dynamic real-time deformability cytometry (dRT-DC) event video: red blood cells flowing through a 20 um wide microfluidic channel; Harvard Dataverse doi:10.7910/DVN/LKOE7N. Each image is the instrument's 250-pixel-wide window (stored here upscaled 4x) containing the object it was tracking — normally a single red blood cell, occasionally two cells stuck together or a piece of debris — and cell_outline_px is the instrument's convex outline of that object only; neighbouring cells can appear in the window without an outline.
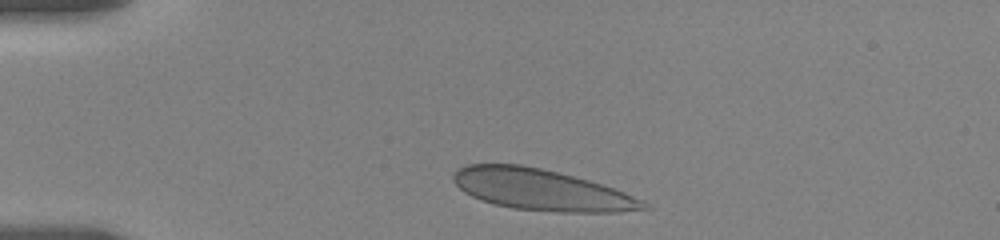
{"species": "human", "species_latin": "Homo sapiens", "temperature_condition": "room temperature", "stored_images_in_passage": 11, "camera_frame_rate_fps": 3000, "um_per_image_px": 0.085, "donor": {"sex": "female"}, "frame": {"image": 1, "passage_image": 1, "time_ms": 0.0, "image_size_px": [1000, 240], "cell_outline_px": [[652, 208], [620, 212], [556, 212], [512, 208], [492, 204], [472, 196], [464, 192], [452, 180], [452, 172], [468, 164], [520, 164], [540, 168], [588, 180], [624, 192], [644, 200]], "centroid_in_image_um": [46.01, 16.14], "position_along_channel_um": 39.0, "area_um2": 45.49}}
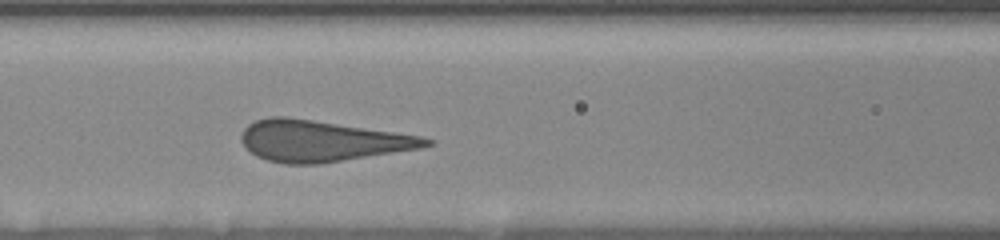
{"frame": {"image": 2, "passage_image": 5, "time_ms": 4.0, "image_size_px": [1000, 240], "cell_outline_px": [[436, 144], [424, 148], [320, 164], [284, 164], [268, 160], [256, 156], [240, 140], [240, 136], [244, 128], [248, 124], [256, 120], [272, 116], [288, 116], [420, 136], [436, 140]], "centroid_in_image_um": [27.39, 11.98], "position_along_channel_um": 139.2, "area_um2": 44.39}}
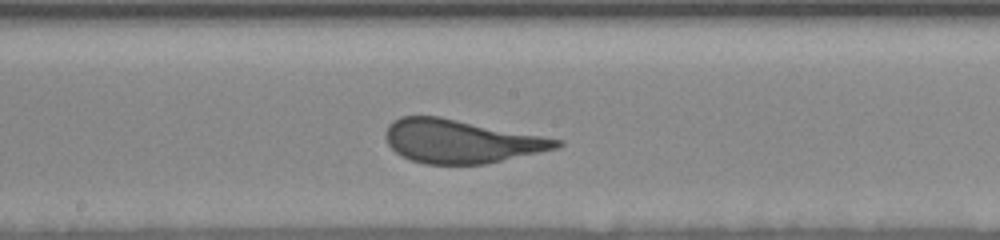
{"frame": {"image": 3, "passage_image": 10, "time_ms": 6.0, "image_size_px": [1000, 240], "cell_outline_px": [[564, 144], [560, 148], [484, 164], [424, 164], [400, 156], [388, 144], [384, 136], [384, 132], [388, 124], [392, 120], [400, 116], [440, 116], [564, 140]], "centroid_in_image_um": [39.16, 12.0], "position_along_channel_um": 209.0, "area_um2": 43.52}}